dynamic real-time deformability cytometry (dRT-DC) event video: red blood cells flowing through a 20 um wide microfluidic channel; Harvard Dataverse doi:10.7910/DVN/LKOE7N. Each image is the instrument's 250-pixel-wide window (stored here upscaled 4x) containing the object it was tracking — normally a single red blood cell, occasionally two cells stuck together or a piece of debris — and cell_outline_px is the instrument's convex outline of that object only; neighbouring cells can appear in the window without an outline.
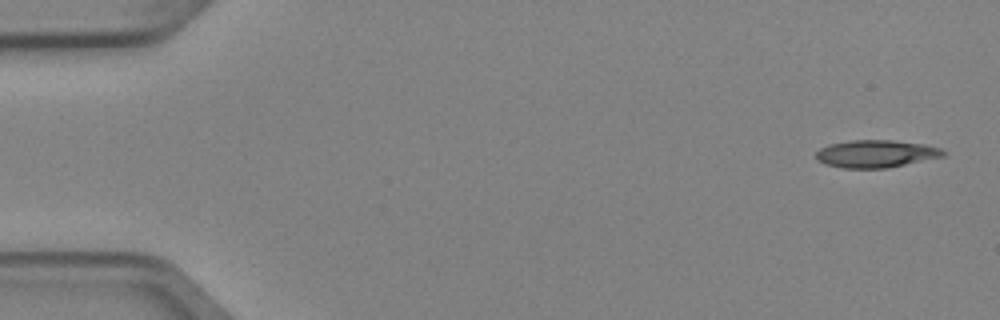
{"species": "Egyptian fruit bat (a non-hibernating species)", "species_latin": "Rousettus aegyptiacus", "temperature_condition": "cold", "stored_images_in_passage": 4, "camera_frame_rate_fps": 3000, "um_per_image_px": 0.085, "animal": {"sex": "female"}, "frame": {"image": 1, "passage_image": 1, "time_ms": 0.0, "image_size_px": [1000, 320], "cell_outline_px": [[948, 152], [944, 156], [888, 168], [840, 168], [824, 164], [816, 160], [816, 152], [820, 148], [828, 144], [848, 140], [892, 140], [924, 144], [940, 148]], "centroid_in_image_um": [74.43, 13.07], "position_along_channel_um": 10.6, "area_um2": 20.63}}
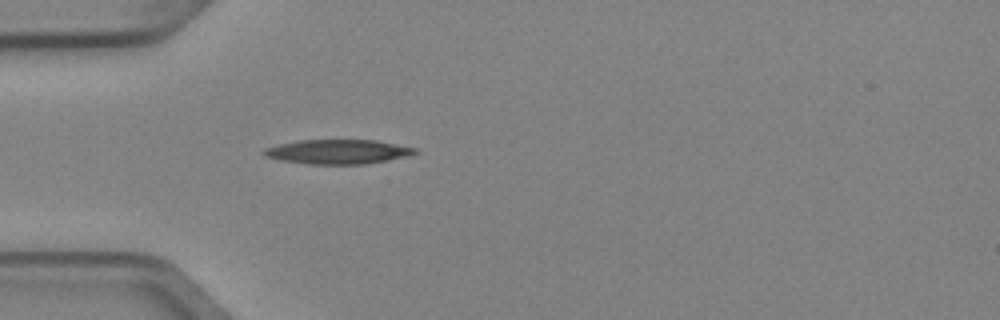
{"frame": {"image": 2, "passage_image": 4, "time_ms": 1.0, "image_size_px": [1000, 320], "cell_outline_px": [[416, 152], [408, 156], [388, 160], [364, 164], [308, 164], [280, 160], [268, 156], [264, 152], [264, 148], [296, 140], [376, 140], [416, 148]], "centroid_in_image_um": [28.73, 12.89], "position_along_channel_um": 56.3, "area_um2": 21.27}}